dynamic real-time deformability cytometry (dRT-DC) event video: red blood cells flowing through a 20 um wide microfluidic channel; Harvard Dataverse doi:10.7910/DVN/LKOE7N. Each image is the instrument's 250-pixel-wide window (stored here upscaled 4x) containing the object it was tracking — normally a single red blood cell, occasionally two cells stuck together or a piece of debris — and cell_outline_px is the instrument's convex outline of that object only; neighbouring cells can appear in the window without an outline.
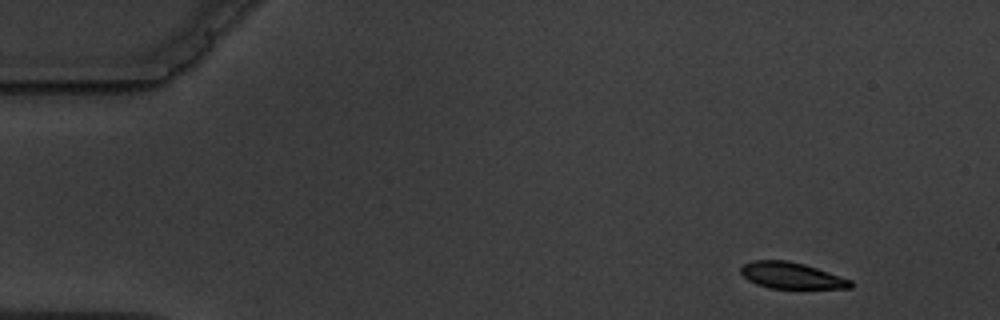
{"species": "common noctule bat (a hibernating species)", "species_latin": "Nyctalus noctula", "temperature_condition": "warm", "stored_images_in_passage": 4, "camera_frame_rate_fps": 3000, "um_per_image_px": 0.085, "animal": {"sex": "male", "body_mass_g": 19.5, "forearm_length_mm": 54.6}, "frame": {"image": 1, "passage_image": 1, "time_ms": 0.0, "image_size_px": [1000, 320], "cell_outline_px": [[852, 288], [772, 288], [756, 284], [748, 280], [740, 272], [740, 268], [744, 264], [752, 260], [788, 260], [804, 264], [852, 280]], "centroid_in_image_um": [67.25, 23.41], "position_along_channel_um": 17.8, "area_um2": 16.7}}
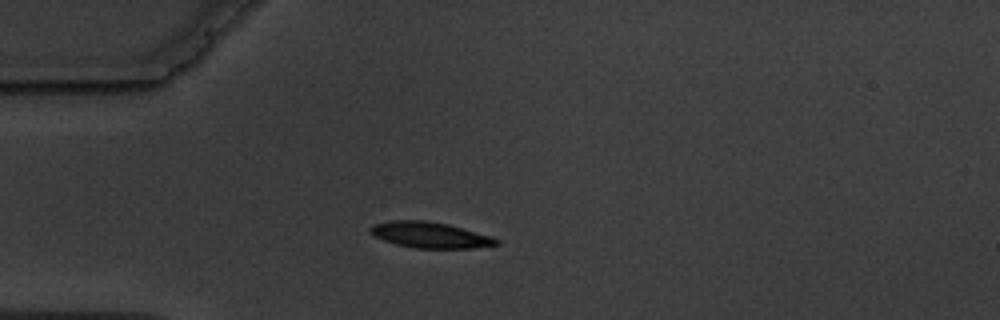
{"frame": {"image": 2, "passage_image": 4, "time_ms": 3.333, "image_size_px": [1000, 320], "cell_outline_px": [[500, 244], [472, 248], [416, 248], [396, 244], [372, 236], [368, 232], [368, 228], [372, 224], [392, 220], [424, 220], [448, 224], [492, 236], [500, 240]], "centroid_in_image_um": [36.52, 19.96], "position_along_channel_um": 48.5, "area_um2": 19.19}}